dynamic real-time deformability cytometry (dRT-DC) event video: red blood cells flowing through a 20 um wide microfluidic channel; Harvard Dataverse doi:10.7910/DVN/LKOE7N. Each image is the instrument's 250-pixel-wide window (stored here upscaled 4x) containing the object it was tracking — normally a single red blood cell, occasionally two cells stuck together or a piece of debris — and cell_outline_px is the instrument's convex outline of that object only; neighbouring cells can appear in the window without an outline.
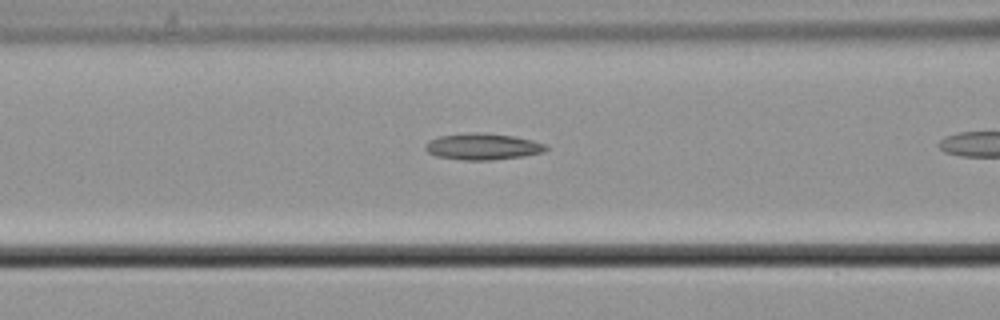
{"species": "common noctule bat (a hibernating species)", "species_latin": "Nyctalus noctula", "temperature_condition": "cold", "stored_images_in_passage": 14, "camera_frame_rate_fps": 3000, "um_per_image_px": 0.085, "animal": {"sex": "male", "body_mass_g": 21.5, "forearm_length_mm": 52.0}, "frame": {"image": 1, "passage_image": 7, "time_ms": 2.0, "image_size_px": [1000, 320], "cell_outline_px": [[548, 148], [544, 152], [524, 156], [492, 160], [464, 160], [436, 156], [428, 152], [424, 148], [424, 144], [428, 140], [440, 136], [472, 132], [484, 132], [516, 136], [532, 140], [544, 144]], "centroid_in_image_um": [41.02, 12.45], "position_along_channel_um": 125.6, "area_um2": 18.73}}
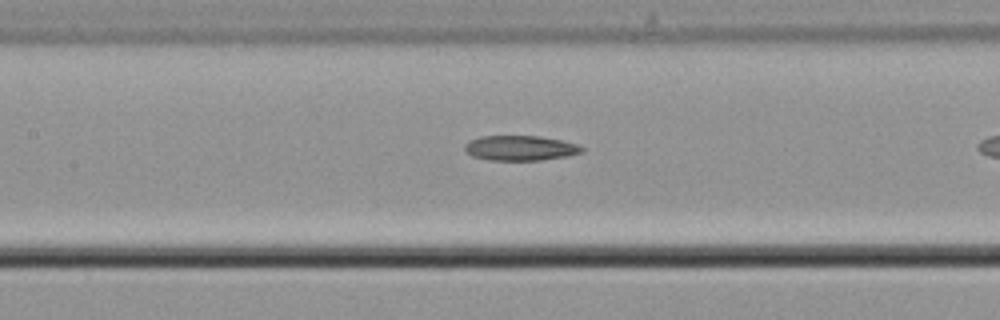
{"frame": {"image": 2, "passage_image": 10, "time_ms": 3.0, "image_size_px": [1000, 320], "cell_outline_px": [[584, 152], [568, 156], [540, 160], [492, 160], [472, 156], [464, 148], [464, 144], [468, 140], [480, 136], [540, 136], [560, 140], [576, 144], [584, 148]], "centroid_in_image_um": [44.22, 12.58], "position_along_channel_um": 163.2, "area_um2": 17.05}}